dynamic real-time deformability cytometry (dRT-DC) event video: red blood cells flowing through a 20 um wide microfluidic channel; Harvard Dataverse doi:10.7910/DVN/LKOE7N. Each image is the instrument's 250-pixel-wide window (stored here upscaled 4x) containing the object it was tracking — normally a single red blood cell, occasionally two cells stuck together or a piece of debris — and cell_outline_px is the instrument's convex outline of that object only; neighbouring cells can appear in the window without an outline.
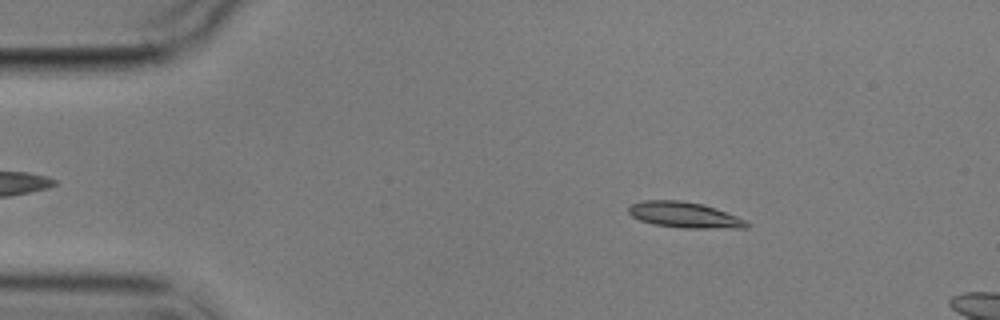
{"species": "common noctule bat (a hibernating species)", "species_latin": "Nyctalus noctula", "temperature_condition": "cold", "stored_images_in_passage": 3, "camera_frame_rate_fps": 3000, "um_per_image_px": 0.085, "animal": {"sex": "male", "body_mass_g": 17.9}, "frame": {"image": 1, "passage_image": 1, "time_ms": 0.0, "image_size_px": [1000, 320], "cell_outline_px": [[748, 228], [684, 228], [652, 224], [640, 220], [632, 216], [628, 212], [628, 208], [632, 204], [644, 200], [680, 200], [704, 204], [716, 208], [736, 216], [744, 220], [748, 224]], "centroid_in_image_um": [58.16, 18.26], "position_along_channel_um": 26.8, "area_um2": 17.69}}